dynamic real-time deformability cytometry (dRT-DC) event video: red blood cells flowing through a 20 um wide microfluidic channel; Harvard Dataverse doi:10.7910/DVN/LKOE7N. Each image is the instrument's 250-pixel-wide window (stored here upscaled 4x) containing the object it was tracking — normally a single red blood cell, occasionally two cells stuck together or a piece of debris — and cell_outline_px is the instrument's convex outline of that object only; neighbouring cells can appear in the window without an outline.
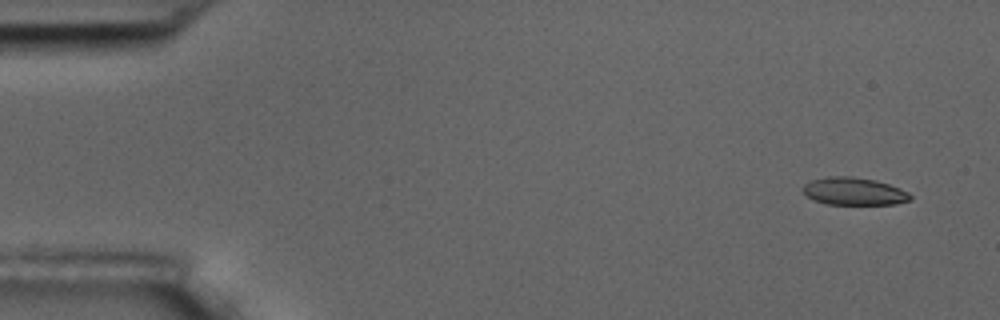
{"species": "common noctule bat (a hibernating species)", "species_latin": "Nyctalus noctula", "temperature_condition": "room temperature", "stored_images_in_passage": 5, "camera_frame_rate_fps": 3000, "um_per_image_px": 0.085, "animal": {"sex": "male", "body_mass_g": 17.5, "forearm_length_mm": 52.3}, "frame": {"image": 1, "passage_image": 2, "time_ms": 1.0, "image_size_px": [1000, 320], "cell_outline_px": [[912, 196], [908, 200], [896, 204], [828, 204], [812, 200], [800, 188], [804, 184], [812, 180], [828, 176], [852, 176], [876, 180], [900, 188], [908, 192]], "centroid_in_image_um": [72.56, 16.25], "position_along_channel_um": 12.4, "area_um2": 17.28}}
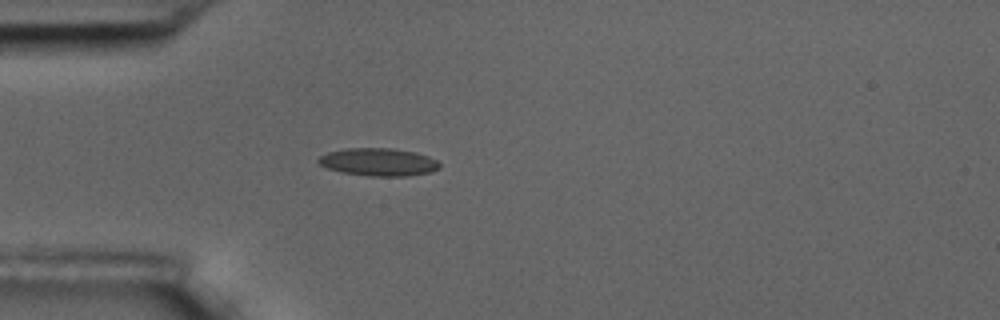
{"frame": {"image": 2, "passage_image": 5, "time_ms": 5.333, "image_size_px": [1000, 320], "cell_outline_px": [[440, 168], [432, 172], [408, 176], [368, 176], [340, 172], [328, 168], [320, 164], [316, 160], [320, 156], [328, 152], [344, 148], [392, 148], [416, 152], [428, 156], [436, 160], [440, 164]], "centroid_in_image_um": [32.18, 13.77], "position_along_channel_um": 52.8, "area_um2": 19.77}}